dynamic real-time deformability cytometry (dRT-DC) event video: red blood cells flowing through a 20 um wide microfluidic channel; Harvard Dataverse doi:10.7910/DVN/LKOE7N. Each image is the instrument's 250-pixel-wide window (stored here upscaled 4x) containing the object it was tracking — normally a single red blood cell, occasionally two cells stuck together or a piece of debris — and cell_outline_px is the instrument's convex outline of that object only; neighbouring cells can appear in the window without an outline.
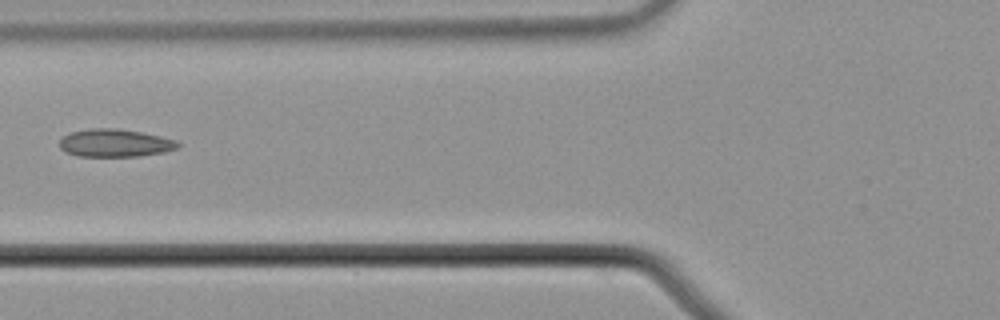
{"species": "common noctule bat (a hibernating species)", "species_latin": "Nyctalus noctula", "temperature_condition": "cold", "stored_images_in_passage": 2, "camera_frame_rate_fps": 3000, "um_per_image_px": 0.085, "animal": {"sex": "male", "body_mass_g": 21.5, "forearm_length_mm": 52.0}, "frame": {"image": 1, "passage_image": 2, "time_ms": 0.333, "image_size_px": [1000, 320], "cell_outline_px": [[180, 144], [176, 148], [164, 152], [140, 156], [80, 156], [68, 152], [60, 148], [60, 140], [64, 136], [72, 132], [88, 128], [116, 128], [140, 132], [160, 136], [176, 140]], "centroid_in_image_um": [9.78, 12.15], "position_along_channel_um": 116.0, "area_um2": 18.96}}